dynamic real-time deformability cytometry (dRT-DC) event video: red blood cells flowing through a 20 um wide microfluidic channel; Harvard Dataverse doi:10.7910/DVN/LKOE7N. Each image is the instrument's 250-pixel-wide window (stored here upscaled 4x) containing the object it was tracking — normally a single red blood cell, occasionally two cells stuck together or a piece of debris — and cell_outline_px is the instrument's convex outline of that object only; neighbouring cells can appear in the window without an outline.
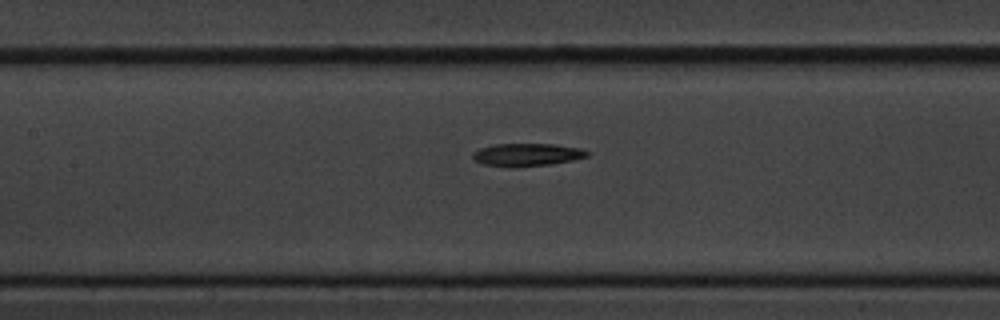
{"species": "common noctule bat (a hibernating species)", "species_latin": "Nyctalus noctula", "temperature_condition": "cold", "stored_images_in_passage": 8, "segment_of_instrument_passage": [2, 2], "camera_frame_rate_fps": 3000, "um_per_image_px": 0.085, "animal": {"sex": "male", "body_mass_g": 20.1, "forearm_length_mm": 53.5}, "frame": {"image": 1, "passage_image": 8, "time_ms": 9.0, "image_size_px": [1000, 320], "cell_outline_px": [[588, 156], [572, 160], [552, 164], [516, 168], [508, 168], [484, 164], [476, 160], [472, 156], [472, 152], [480, 148], [492, 144], [556, 144], [580, 148], [588, 152]], "centroid_in_image_um": [44.76, 13.16], "position_along_channel_um": 162.6, "area_um2": 15.37}}